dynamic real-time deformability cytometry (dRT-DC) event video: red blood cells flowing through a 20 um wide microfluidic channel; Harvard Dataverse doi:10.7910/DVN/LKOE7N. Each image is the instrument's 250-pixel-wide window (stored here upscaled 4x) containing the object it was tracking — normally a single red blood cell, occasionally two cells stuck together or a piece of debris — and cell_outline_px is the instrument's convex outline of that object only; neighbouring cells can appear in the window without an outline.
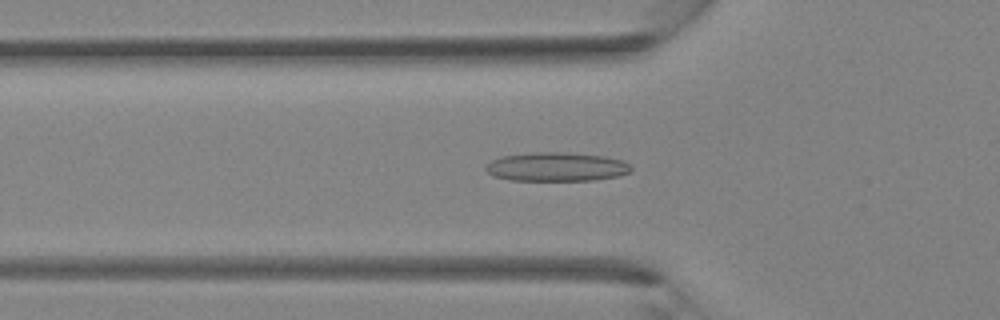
{"species": "Egyptian fruit bat (a non-hibernating species)", "species_latin": "Rousettus aegyptiacus", "temperature_condition": "room temperature", "stored_images_in_passage": 38, "camera_frame_rate_fps": 3000, "um_per_image_px": 0.085, "animal": {"sex": "female"}, "frame": {"image": 1, "passage_image": 14, "time_ms": 4.333, "image_size_px": [1000, 320], "cell_outline_px": [[632, 168], [628, 172], [620, 176], [592, 180], [512, 180], [492, 176], [484, 168], [492, 160], [500, 156], [540, 152], [568, 152], [604, 156], [624, 160]], "centroid_in_image_um": [47.31, 14.17], "position_along_channel_um": 78.5, "area_um2": 24.45}}
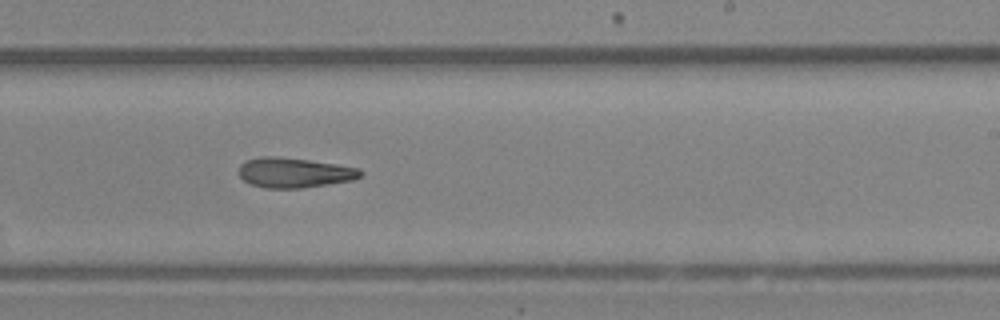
{"frame": {"image": 2, "passage_image": 25, "time_ms": 8.0, "image_size_px": [1000, 320], "cell_outline_px": [[364, 172], [360, 176], [352, 180], [328, 184], [300, 188], [264, 188], [252, 184], [244, 180], [240, 176], [240, 164], [244, 160], [260, 156], [276, 156], [308, 160], [336, 164], [360, 168]], "centroid_in_image_um": [25.0, 14.66], "position_along_channel_um": 264.0, "area_um2": 21.21}}
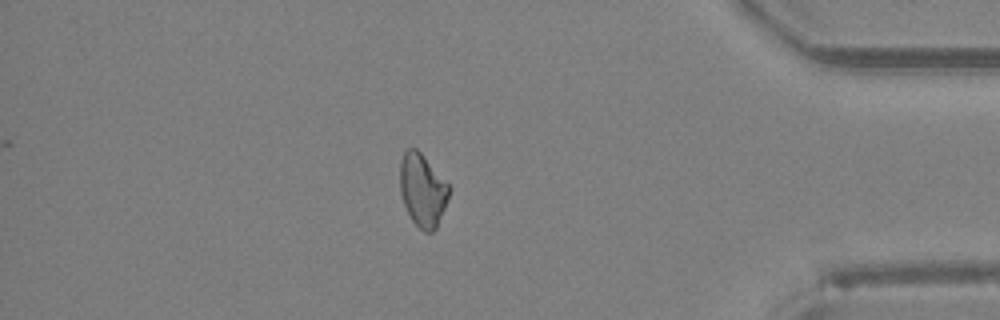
{"frame": {"image": 3, "passage_image": 35, "time_ms": 11.333, "image_size_px": [1000, 320], "cell_outline_px": [[448, 196], [444, 208], [436, 228], [432, 232], [424, 232], [412, 220], [404, 204], [400, 192], [400, 160], [404, 152], [408, 148], [416, 148], [424, 156], [448, 184]], "centroid_in_image_um": [35.89, 16.15], "position_along_channel_um": 399.3, "area_um2": 20.4}}